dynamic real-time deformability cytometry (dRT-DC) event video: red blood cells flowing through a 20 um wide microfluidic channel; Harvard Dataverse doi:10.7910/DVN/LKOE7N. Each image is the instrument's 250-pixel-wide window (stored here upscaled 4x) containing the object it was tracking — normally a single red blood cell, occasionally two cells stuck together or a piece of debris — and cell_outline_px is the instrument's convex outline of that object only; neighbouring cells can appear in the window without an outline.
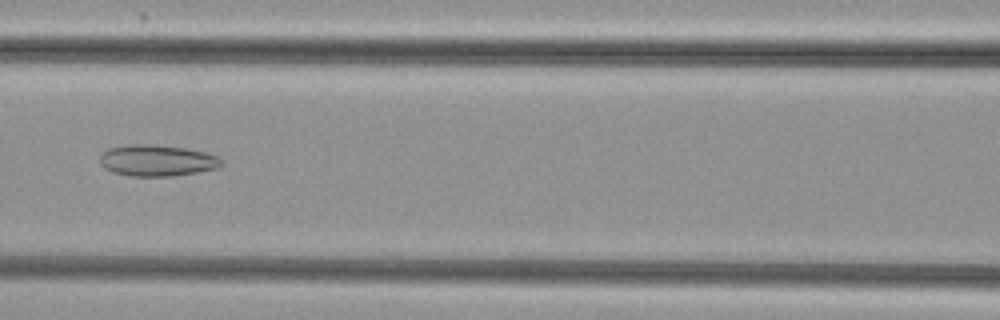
{"species": "common noctule bat (a hibernating species)", "species_latin": "Nyctalus noctula", "temperature_condition": "cold", "stored_images_in_passage": 8, "camera_frame_rate_fps": 3000, "um_per_image_px": 0.085, "animal": {"sex": "female", "body_mass_g": 29.2, "forearm_length_mm": 56.3}, "frame": {"image": 1, "passage_image": 7, "time_ms": 7.0, "image_size_px": [1000, 320], "cell_outline_px": [[220, 164], [216, 168], [196, 172], [172, 176], [132, 176], [112, 172], [104, 168], [100, 164], [100, 156], [108, 148], [128, 144], [156, 144], [184, 148], [204, 152], [216, 156], [220, 160]], "centroid_in_image_um": [13.27, 13.63], "position_along_channel_um": 153.3, "area_um2": 22.02}}
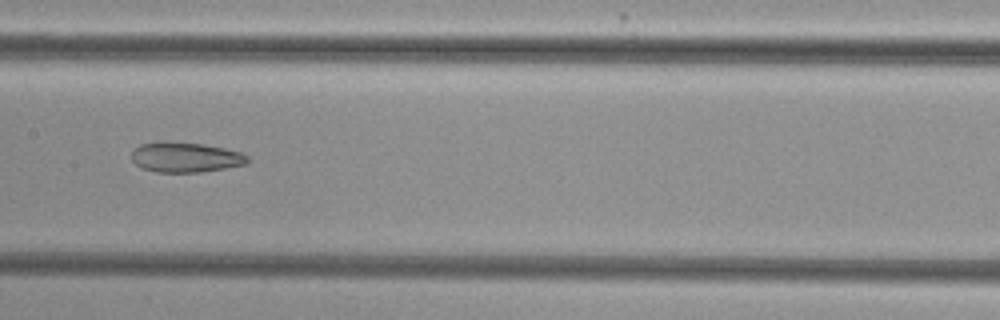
{"frame": {"image": 2, "passage_image": 8, "time_ms": 8.0, "image_size_px": [1000, 320], "cell_outline_px": [[248, 164], [200, 172], [156, 172], [140, 168], [132, 160], [132, 152], [140, 144], [164, 140], [204, 144], [224, 148], [240, 152], [248, 156]], "centroid_in_image_um": [15.74, 13.35], "position_along_channel_um": 191.7, "area_um2": 20.52}}